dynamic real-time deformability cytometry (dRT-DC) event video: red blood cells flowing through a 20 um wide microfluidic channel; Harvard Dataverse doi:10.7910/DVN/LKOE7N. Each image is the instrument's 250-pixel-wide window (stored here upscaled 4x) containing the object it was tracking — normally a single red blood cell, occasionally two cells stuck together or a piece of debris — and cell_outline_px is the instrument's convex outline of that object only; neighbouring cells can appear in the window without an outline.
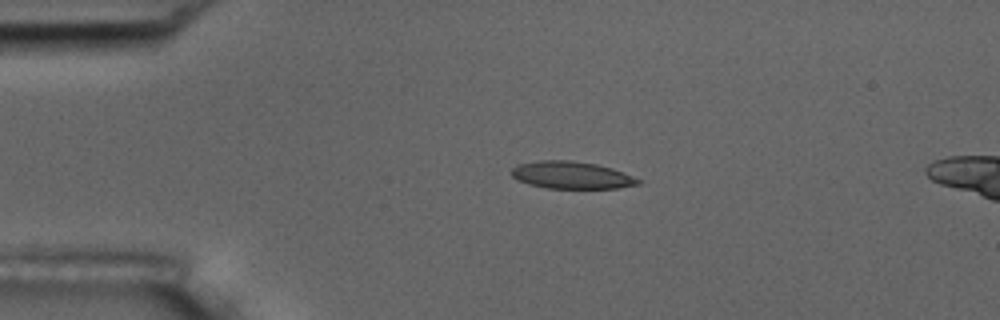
{"species": "common noctule bat (a hibernating species)", "species_latin": "Nyctalus noctula", "temperature_condition": "room temperature", "stored_images_in_passage": 3, "camera_frame_rate_fps": 3000, "um_per_image_px": 0.085, "animal": {"sex": "male", "body_mass_g": 17.5, "forearm_length_mm": 52.3}, "frame": {"image": 1, "passage_image": 1, "time_ms": 0.0, "image_size_px": [1000, 320], "cell_outline_px": [[644, 180], [640, 184], [616, 188], [548, 188], [528, 184], [516, 180], [508, 172], [516, 164], [540, 160], [572, 160], [596, 164], [612, 168]], "centroid_in_image_um": [48.55, 14.88], "position_along_channel_um": 36.4, "area_um2": 20.4}}